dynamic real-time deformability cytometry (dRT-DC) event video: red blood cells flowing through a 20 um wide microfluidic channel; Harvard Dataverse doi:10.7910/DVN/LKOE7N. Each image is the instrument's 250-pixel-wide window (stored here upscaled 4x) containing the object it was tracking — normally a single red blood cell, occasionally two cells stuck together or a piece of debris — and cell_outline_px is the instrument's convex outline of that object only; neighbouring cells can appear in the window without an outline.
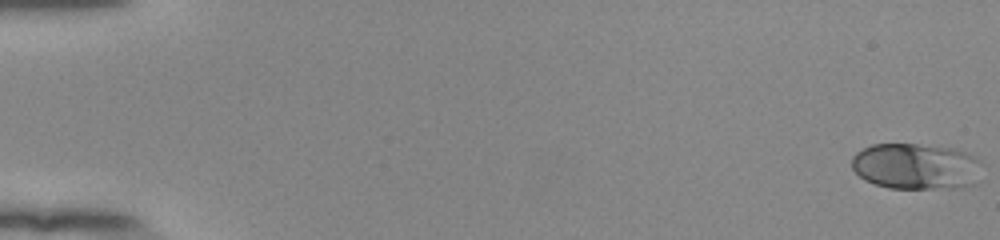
{"species": "human", "species_latin": "Homo sapiens", "temperature_condition": "room temperature", "stored_images_in_passage": 55, "camera_frame_rate_fps": 3000, "um_per_image_px": 0.085, "donor": {"sex": "female"}, "frame": {"image": 1, "passage_image": 1, "time_ms": 0.0, "image_size_px": [1000, 240], "cell_outline_px": [[980, 160], [976, 184], [952, 188], [888, 188], [864, 180], [852, 168], [852, 156], [856, 152], [872, 144], [916, 144], [956, 148]], "centroid_in_image_um": [77.83, 14.13], "position_along_channel_um": 7.2, "area_um2": 34.91}}
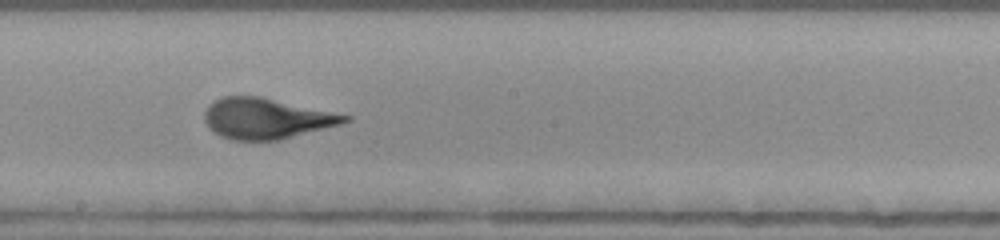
{"frame": {"image": 2, "passage_image": 32, "time_ms": 10.333, "image_size_px": [1000, 240], "cell_outline_px": [[352, 120], [340, 124], [280, 140], [232, 140], [220, 136], [212, 132], [208, 128], [204, 120], [204, 112], [208, 104], [212, 100], [224, 96], [260, 96], [352, 116]], "centroid_in_image_um": [22.59, 10.07], "position_along_channel_um": 225.6, "area_um2": 33.41}}
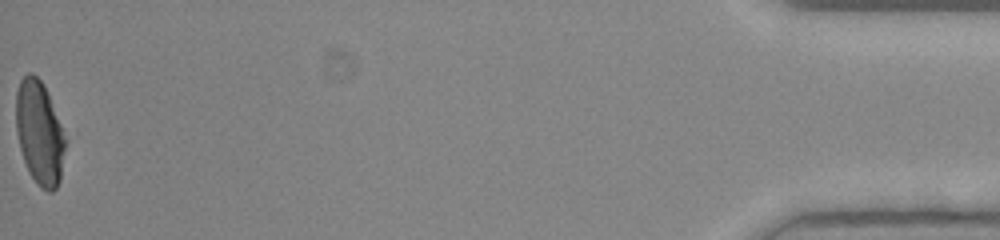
{"frame": {"image": 3, "passage_image": 55, "time_ms": 18.0, "image_size_px": [1000, 240], "cell_outline_px": [[64, 148], [60, 180], [56, 188], [52, 192], [48, 192], [40, 188], [36, 184], [28, 172], [20, 148], [16, 132], [16, 92], [20, 80], [28, 72], [32, 72], [44, 84], [60, 124], [64, 140]], "centroid_in_image_um": [3.32, 11.3], "position_along_channel_um": 431.9, "area_um2": 29.48}, "authors_computed_cell_mechanics": {"area_um2": 32.946, "velocity_mm_per_s": 3.8845, "shape_relaxation_time_tau1_ms": 3.7379, "shape_relaxation_time_tau2_ms": null, "deformation_change_tau1": 0.1714, "deformation_change_tau2": null}}